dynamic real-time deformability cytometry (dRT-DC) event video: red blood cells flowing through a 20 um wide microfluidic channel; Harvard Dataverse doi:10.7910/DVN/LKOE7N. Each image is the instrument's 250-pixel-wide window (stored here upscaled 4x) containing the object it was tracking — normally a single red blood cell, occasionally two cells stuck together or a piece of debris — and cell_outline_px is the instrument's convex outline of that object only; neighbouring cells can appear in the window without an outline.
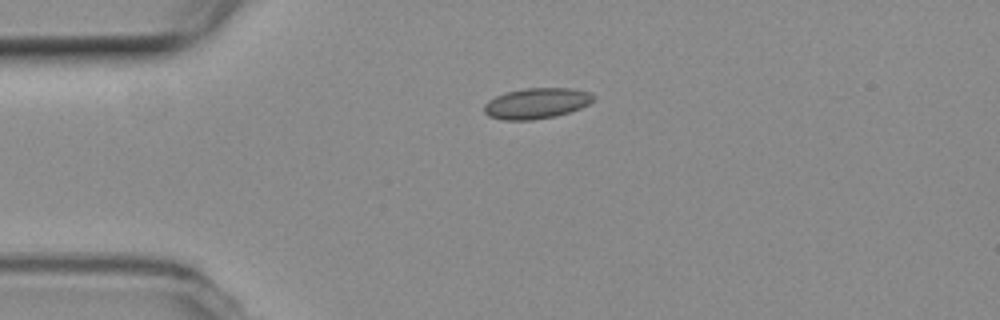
{"species": "common noctule bat (a hibernating species)", "species_latin": "Nyctalus noctula", "temperature_condition": "room temperature", "stored_images_in_passage": 3, "camera_frame_rate_fps": 3000, "um_per_image_px": 0.085, "animal": {"sex": "female", "body_mass_g": 19.3, "forearm_length_mm": 54.1}, "frame": {"image": 1, "passage_image": 1, "time_ms": 0.0, "image_size_px": [1000, 320], "cell_outline_px": [[596, 96], [588, 104], [580, 108], [556, 116], [532, 120], [504, 120], [488, 116], [484, 112], [484, 104], [488, 100], [504, 92], [524, 88], [572, 88], [588, 92]], "centroid_in_image_um": [45.57, 8.78], "position_along_channel_um": 39.4, "area_um2": 19.59}}
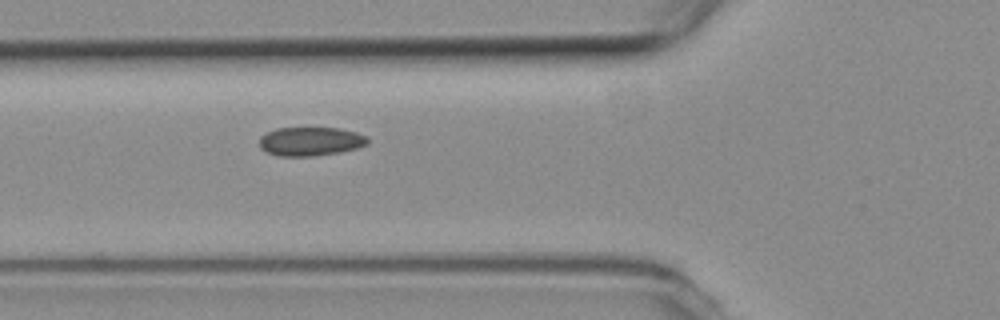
{"frame": {"image": 2, "passage_image": 3, "time_ms": 0.667, "image_size_px": [1000, 320], "cell_outline_px": [[368, 144], [356, 148], [340, 152], [308, 156], [280, 156], [268, 152], [260, 148], [260, 136], [276, 128], [340, 128], [356, 132], [368, 136]], "centroid_in_image_um": [26.41, 12.01], "position_along_channel_um": 99.4, "area_um2": 18.09}}